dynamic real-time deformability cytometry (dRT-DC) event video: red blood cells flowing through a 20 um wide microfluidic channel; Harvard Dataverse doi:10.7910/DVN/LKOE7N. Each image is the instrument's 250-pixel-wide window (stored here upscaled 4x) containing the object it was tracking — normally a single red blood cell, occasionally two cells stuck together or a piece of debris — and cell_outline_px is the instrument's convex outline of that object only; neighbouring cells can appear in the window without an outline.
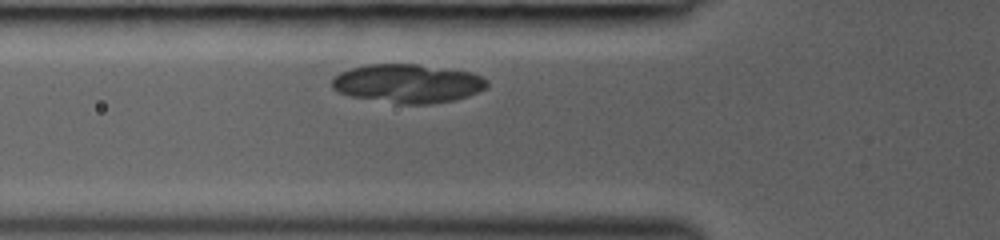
{"species": "common noctule bat (a hibernating species)", "species_latin": "Nyctalus noctula", "temperature_condition": "room temperature", "stored_images_in_passage": 3, "camera_frame_rate_fps": 3000, "um_per_image_px": 0.085, "animal": {"sex": "female", "body_mass_g": 19.0, "forearm_length_mm": 53.3}, "frame": {"image": 1, "passage_image": 3, "time_ms": 1.667, "image_size_px": [1000, 240], "cell_outline_px": [[488, 84], [484, 88], [468, 96], [456, 100], [432, 104], [400, 104], [352, 96], [336, 92], [332, 88], [332, 80], [340, 72], [352, 68], [368, 64], [416, 64], [472, 72], [488, 80]], "centroid_in_image_um": [34.66, 7.1], "position_along_channel_um": 91.1, "area_um2": 34.91}}